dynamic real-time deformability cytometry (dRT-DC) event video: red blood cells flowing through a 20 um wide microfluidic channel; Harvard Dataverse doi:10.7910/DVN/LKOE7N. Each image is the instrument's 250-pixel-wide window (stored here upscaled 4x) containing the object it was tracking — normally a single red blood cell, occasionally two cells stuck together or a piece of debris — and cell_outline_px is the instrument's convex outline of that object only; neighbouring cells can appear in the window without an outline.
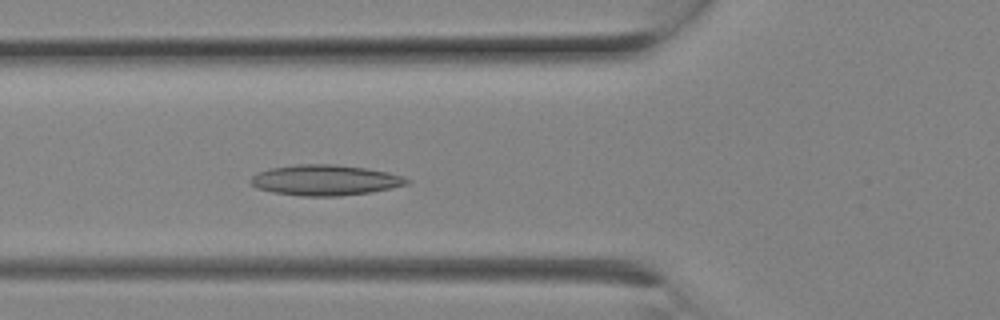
{"species": "Egyptian fruit bat (a non-hibernating species)", "species_latin": "Rousettus aegyptiacus", "temperature_condition": "room temperature", "stored_images_in_passage": 8, "camera_frame_rate_fps": 3000, "um_per_image_px": 0.085, "animal": {"sex": "female"}, "frame": {"image": 1, "passage_image": 8, "time_ms": 2.333, "image_size_px": [1000, 320], "cell_outline_px": [[412, 180], [408, 184], [392, 188], [372, 192], [340, 196], [300, 196], [272, 192], [256, 188], [248, 180], [256, 172], [268, 168], [296, 164], [336, 164], [368, 168], [388, 172], [404, 176]], "centroid_in_image_um": [27.64, 15.3], "position_along_channel_um": 98.2, "area_um2": 28.32}}